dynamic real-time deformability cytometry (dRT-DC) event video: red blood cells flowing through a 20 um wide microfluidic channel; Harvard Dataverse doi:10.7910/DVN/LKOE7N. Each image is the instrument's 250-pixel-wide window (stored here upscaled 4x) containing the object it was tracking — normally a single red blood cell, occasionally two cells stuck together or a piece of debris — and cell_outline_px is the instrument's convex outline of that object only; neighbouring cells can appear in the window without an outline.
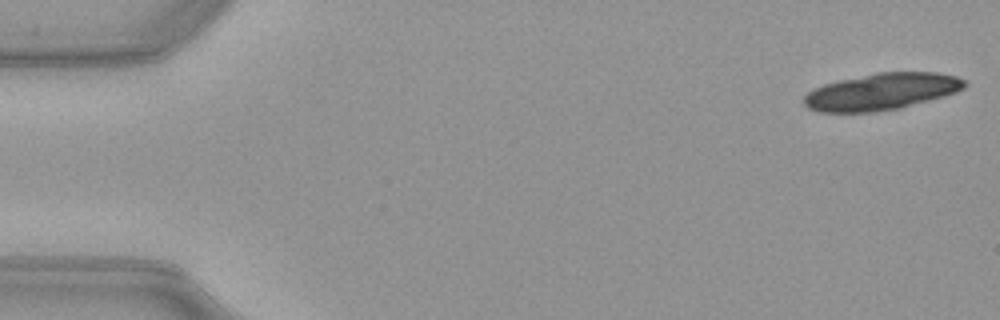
{"species": "common noctule bat (a hibernating species)", "species_latin": "Nyctalus noctula", "temperature_condition": "warm", "stored_images_in_passage": 23, "camera_frame_rate_fps": 3000, "um_per_image_px": 0.085, "animal": {"sex": "female", "body_mass_g": 21.9}, "frame": {"image": 1, "passage_image": 1, "time_ms": 0.0, "image_size_px": [1000, 320], "cell_outline_px": [[968, 84], [964, 88], [956, 92], [944, 96], [900, 108], [876, 112], [820, 112], [808, 108], [804, 104], [804, 96], [808, 92], [824, 84], [840, 80], [876, 72], [936, 72], [956, 76], [964, 80]], "centroid_in_image_um": [74.95, 7.79], "position_along_channel_um": 10.1, "area_um2": 34.33}}